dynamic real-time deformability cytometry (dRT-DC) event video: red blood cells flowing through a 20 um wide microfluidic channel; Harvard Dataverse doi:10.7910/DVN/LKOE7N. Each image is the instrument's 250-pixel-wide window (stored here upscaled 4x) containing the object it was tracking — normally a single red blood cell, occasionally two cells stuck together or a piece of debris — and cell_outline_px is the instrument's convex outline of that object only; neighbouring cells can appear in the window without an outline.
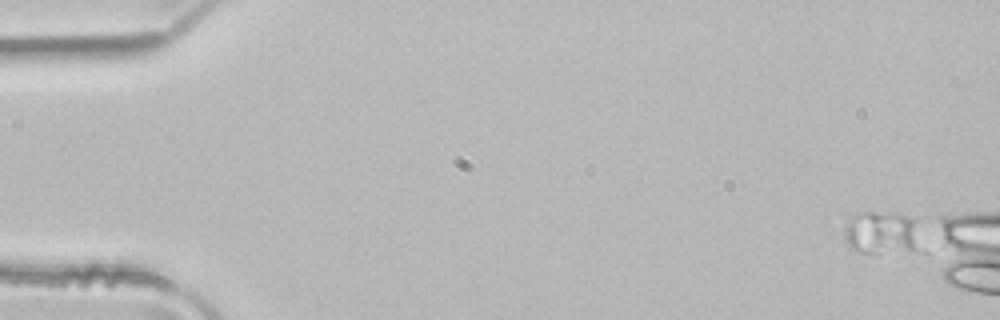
{"species": "common noctule bat (a hibernating species)", "species_latin": "Nyctalus noctula", "temperature_condition": "room temperature", "stored_images_in_passage": 5, "camera_frame_rate_fps": 3000, "um_per_image_px": 0.085, "animal": {"sex": "male", "body_mass_g": 21.5, "forearm_length_mm": 52.0}, "frame": {"image": 1, "passage_image": 1, "time_ms": 0.0, "image_size_px": [1000, 320], "cell_outline_px": [[928, 252], [864, 252], [852, 248], [848, 244], [844, 232], [848, 224], [856, 216], [864, 212], [896, 212], [908, 216], [916, 220]], "centroid_in_image_um": [75.21, 19.83], "position_along_channel_um": 9.8, "area_um2": 19.88}}